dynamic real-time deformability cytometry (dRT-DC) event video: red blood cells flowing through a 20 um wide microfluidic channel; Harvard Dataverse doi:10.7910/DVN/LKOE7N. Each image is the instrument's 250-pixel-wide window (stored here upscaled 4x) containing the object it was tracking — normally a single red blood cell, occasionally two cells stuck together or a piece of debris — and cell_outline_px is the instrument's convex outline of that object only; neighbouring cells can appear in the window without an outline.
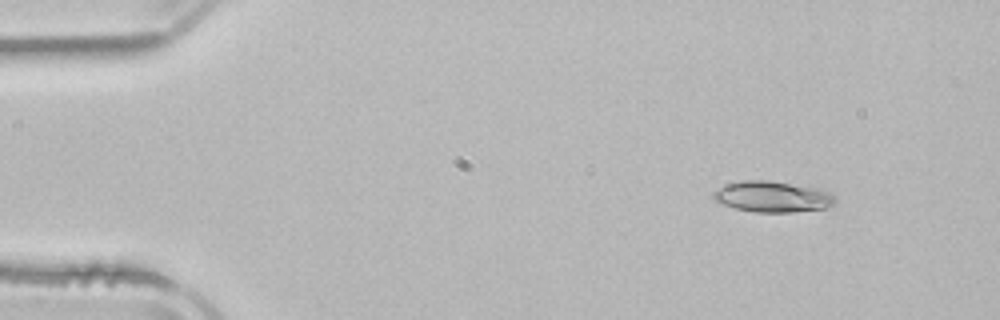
{"species": "common noctule bat (a hibernating species)", "species_latin": "Nyctalus noctula", "temperature_condition": "room temperature", "stored_images_in_passage": 5, "camera_frame_rate_fps": 3000, "um_per_image_px": 0.085, "animal": {"sex": "male", "body_mass_g": 21.5, "forearm_length_mm": 52.0}, "frame": {"image": 1, "passage_image": 1, "time_ms": 0.0, "image_size_px": [1000, 320], "cell_outline_px": [[836, 200], [832, 204], [824, 208], [792, 212], [756, 212], [736, 208], [724, 204], [716, 200], [712, 196], [712, 192], [728, 184], [744, 180], [768, 180], [820, 188], [832, 192], [836, 196]], "centroid_in_image_um": [65.72, 16.71], "position_along_channel_um": 19.3, "area_um2": 21.85}}
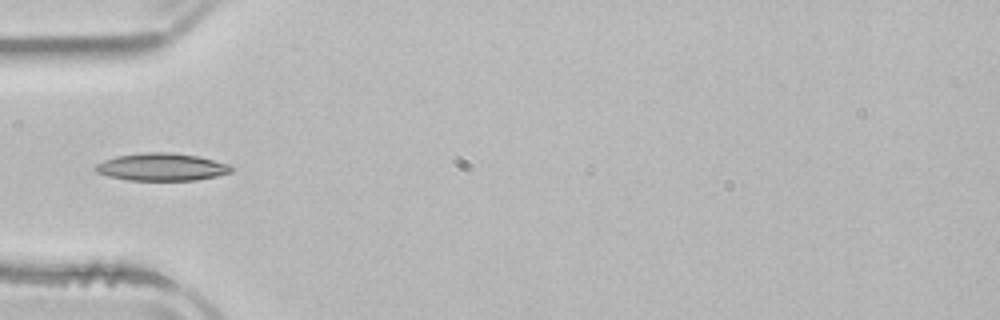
{"frame": {"image": 2, "passage_image": 4, "time_ms": 3.667, "image_size_px": [1000, 320], "cell_outline_px": [[232, 172], [216, 176], [196, 180], [128, 180], [108, 176], [96, 172], [92, 168], [96, 164], [104, 160], [116, 156], [148, 152], [168, 152], [196, 156], [228, 164], [232, 168]], "centroid_in_image_um": [13.69, 14.2], "position_along_channel_um": 71.3, "area_um2": 21.62}}
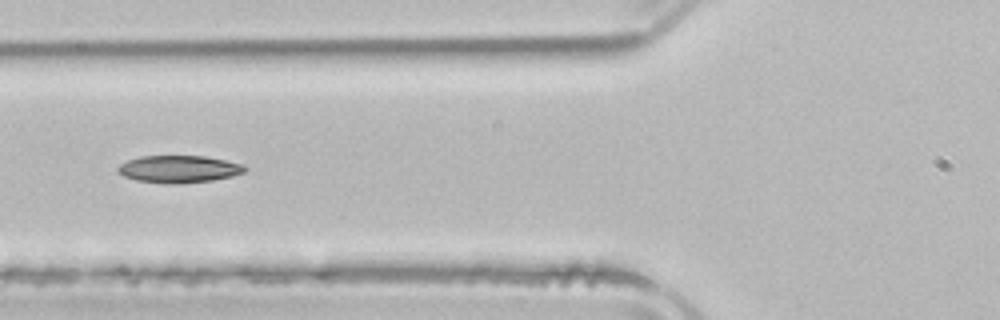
{"frame": {"image": 3, "passage_image": 5, "time_ms": 4.667, "image_size_px": [1000, 320], "cell_outline_px": [[248, 168], [244, 172], [232, 176], [212, 180], [168, 184], [164, 184], [136, 180], [124, 176], [116, 172], [116, 168], [120, 164], [128, 160], [140, 156], [204, 156], [244, 164]], "centroid_in_image_um": [15.18, 14.37], "position_along_channel_um": 110.6, "area_um2": 20.17}}